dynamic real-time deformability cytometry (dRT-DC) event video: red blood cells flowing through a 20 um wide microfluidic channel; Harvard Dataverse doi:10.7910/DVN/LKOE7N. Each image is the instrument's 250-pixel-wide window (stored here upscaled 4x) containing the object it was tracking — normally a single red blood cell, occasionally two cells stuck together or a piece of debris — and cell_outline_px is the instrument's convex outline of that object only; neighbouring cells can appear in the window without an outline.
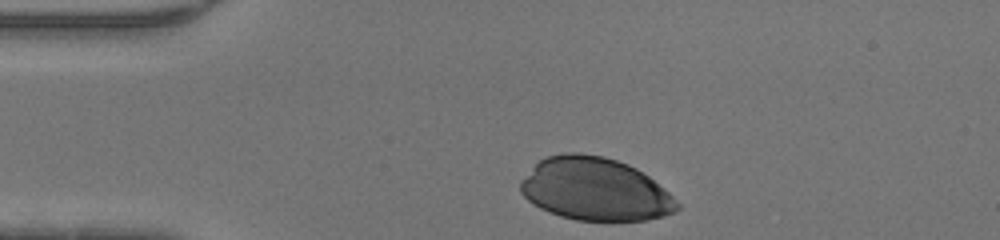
{"species": "human", "species_latin": "Homo sapiens", "temperature_condition": "warm", "stored_images_in_passage": 28, "camera_frame_rate_fps": 3000, "um_per_image_px": 0.085, "donor": {"sex": "male"}, "frame": {"image": 1, "passage_image": 1, "time_ms": 0.0, "image_size_px": [1000, 240], "cell_outline_px": [[680, 208], [676, 212], [664, 216], [648, 220], [576, 220], [560, 216], [548, 212], [532, 204], [520, 192], [520, 180], [540, 160], [548, 156], [564, 152], [580, 152], [604, 156], [628, 164], [636, 168], [648, 176], [664, 188], [680, 204]], "centroid_in_image_um": [50.58, 16.08], "position_along_channel_um": 34.4, "area_um2": 57.51}}
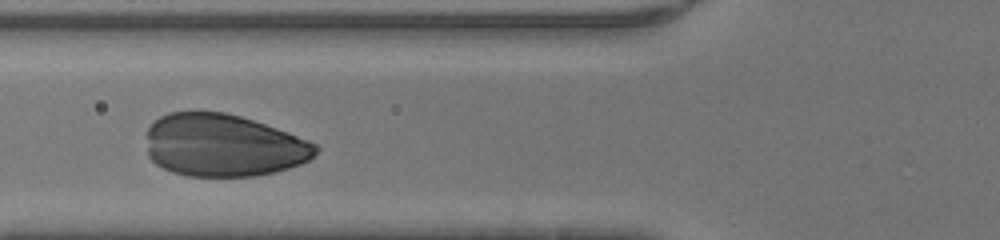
{"frame": {"image": 2, "passage_image": 9, "time_ms": 2.667, "image_size_px": [1000, 240], "cell_outline_px": [[320, 148], [308, 160], [300, 164], [288, 168], [256, 176], [188, 176], [172, 172], [156, 164], [148, 156], [148, 128], [160, 116], [168, 112], [224, 112], [240, 116], [288, 132], [308, 140], [316, 144]], "centroid_in_image_um": [18.98, 12.36], "position_along_channel_um": 106.8, "area_um2": 61.38}}